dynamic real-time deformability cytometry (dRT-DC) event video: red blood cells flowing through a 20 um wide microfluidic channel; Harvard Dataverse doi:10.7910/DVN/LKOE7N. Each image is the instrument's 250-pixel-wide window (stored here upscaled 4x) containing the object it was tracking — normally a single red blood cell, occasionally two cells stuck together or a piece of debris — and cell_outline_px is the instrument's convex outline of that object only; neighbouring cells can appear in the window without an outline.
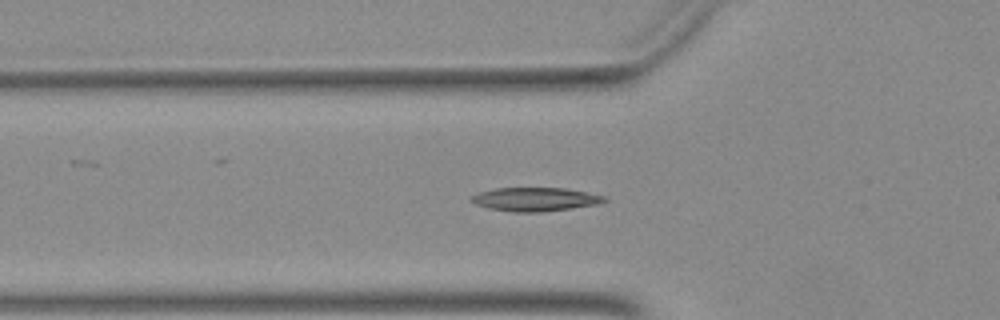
{"species": "Egyptian fruit bat (a non-hibernating species)", "species_latin": "Rousettus aegyptiacus", "temperature_condition": "warm", "stored_images_in_passage": 44, "camera_frame_rate_fps": 3000, "um_per_image_px": 0.085, "animal": {"sex": "female"}, "frame": {"image": 1, "passage_image": 17, "time_ms": 5.333, "image_size_px": [1000, 320], "cell_outline_px": [[608, 200], [596, 204], [572, 208], [540, 212], [512, 212], [488, 208], [476, 204], [468, 200], [472, 196], [480, 192], [496, 188], [564, 188], [604, 196]], "centroid_in_image_um": [45.45, 16.94], "position_along_channel_um": 80.4, "area_um2": 18.15}}
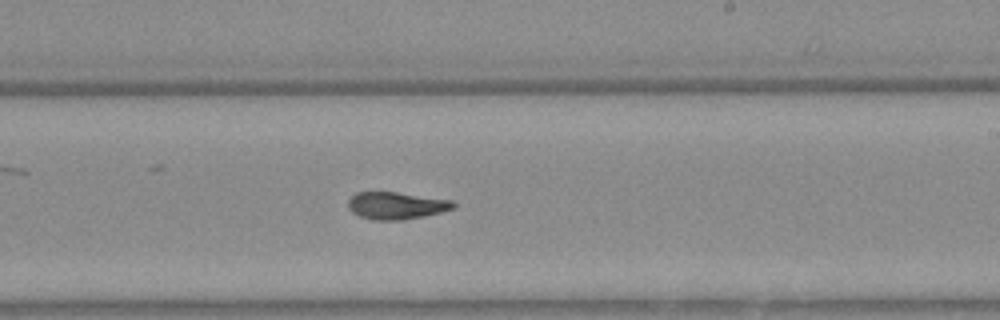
{"frame": {"image": 2, "passage_image": 30, "time_ms": 9.667, "image_size_px": [1000, 320], "cell_outline_px": [[456, 204], [452, 208], [440, 212], [424, 216], [400, 220], [372, 220], [360, 216], [352, 212], [348, 208], [348, 200], [356, 192], [396, 192], [452, 200]], "centroid_in_image_um": [33.65, 17.47], "position_along_channel_um": 255.4, "area_um2": 16.59}}
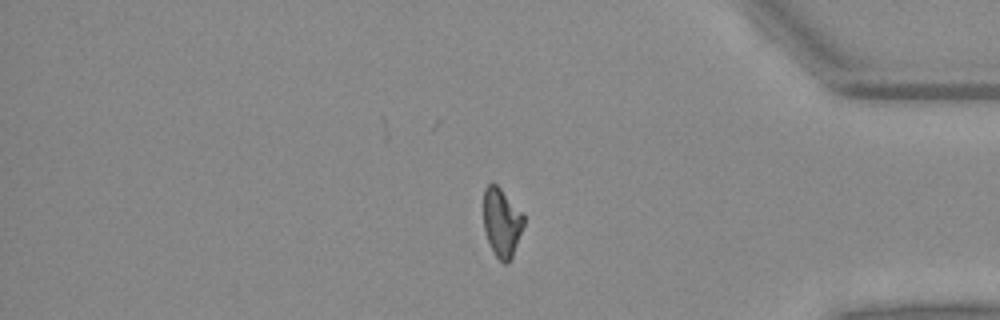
{"frame": {"image": 3, "passage_image": 42, "time_ms": 13.667, "image_size_px": [1000, 320], "cell_outline_px": [[524, 224], [512, 256], [508, 264], [504, 264], [496, 256], [488, 240], [484, 228], [484, 188], [488, 184], [496, 184], [524, 212]], "centroid_in_image_um": [42.66, 18.89], "position_along_channel_um": 392.5, "area_um2": 16.01}}